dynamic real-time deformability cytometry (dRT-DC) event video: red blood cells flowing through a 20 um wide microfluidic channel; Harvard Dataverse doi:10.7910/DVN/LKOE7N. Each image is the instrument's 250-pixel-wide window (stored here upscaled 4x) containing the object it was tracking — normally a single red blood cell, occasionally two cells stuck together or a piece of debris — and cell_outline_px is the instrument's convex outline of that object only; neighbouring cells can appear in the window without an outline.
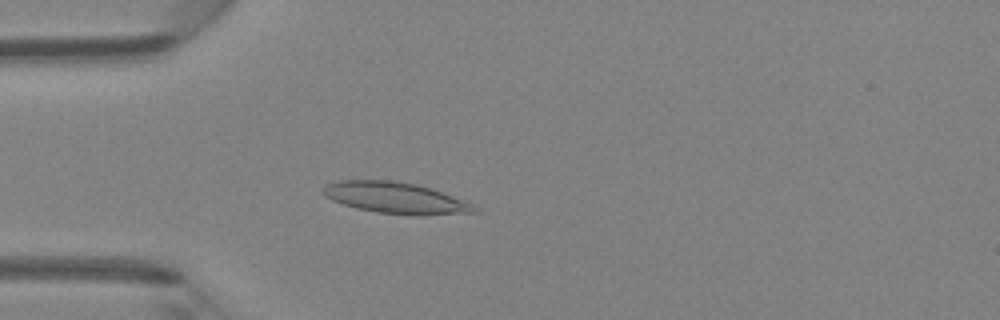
{"species": "Egyptian fruit bat (a non-hibernating species)", "species_latin": "Rousettus aegyptiacus", "temperature_condition": "room temperature", "stored_images_in_passage": 47, "camera_frame_rate_fps": 3000, "um_per_image_px": 0.085, "animal": {"sex": "female"}, "frame": {"image": 1, "passage_image": 13, "time_ms": 4.0, "image_size_px": [1000, 320], "cell_outline_px": [[480, 212], [376, 212], [356, 208], [332, 200], [324, 196], [320, 192], [328, 184], [340, 180], [396, 180], [416, 184], [432, 188], [472, 204], [480, 208]], "centroid_in_image_um": [33.51, 16.75], "position_along_channel_um": 51.5, "area_um2": 26.24}}
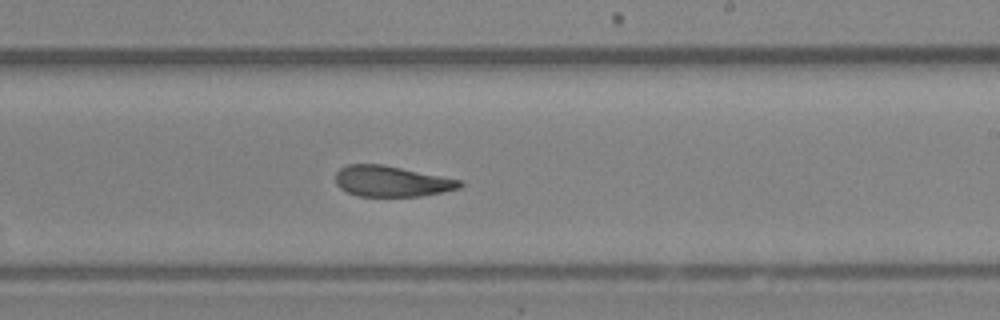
{"frame": {"image": 2, "passage_image": 28, "time_ms": 9.0, "image_size_px": [1000, 320], "cell_outline_px": [[464, 184], [460, 188], [420, 196], [360, 196], [348, 192], [340, 188], [336, 184], [336, 172], [340, 168], [348, 164], [384, 164], [464, 180]], "centroid_in_image_um": [33.31, 15.39], "position_along_channel_um": 255.7, "area_um2": 22.43}}
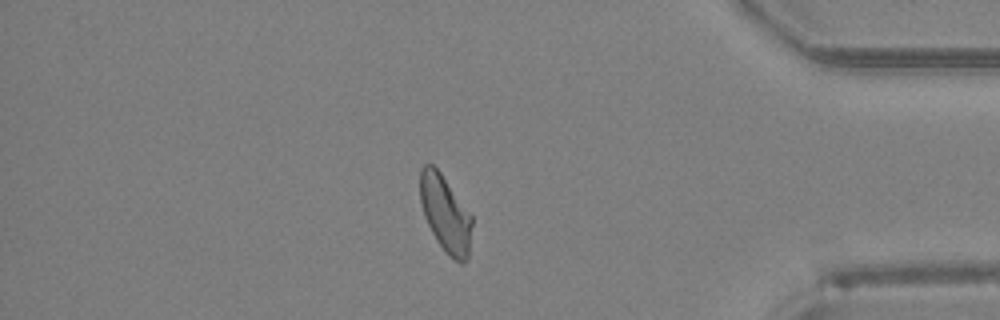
{"frame": {"image": 3, "passage_image": 40, "time_ms": 13.0, "image_size_px": [1000, 320], "cell_outline_px": [[472, 224], [468, 260], [464, 264], [460, 264], [448, 256], [436, 240], [424, 216], [420, 200], [420, 168], [424, 164], [432, 164], [440, 172], [472, 216]], "centroid_in_image_um": [37.86, 18.21], "position_along_channel_um": 397.3, "area_um2": 23.18}, "authors_computed_cell_mechanics": {"area_um2": 23.6402, "velocity_mm_per_s": 4.307, "shape_relaxation_time_tau1_ms": 5.7976, "shape_relaxation_time_tau2_ms": 2.109, "deformation_change_tau1": 0.175, "deformation_change_tau2": 0.0804}}